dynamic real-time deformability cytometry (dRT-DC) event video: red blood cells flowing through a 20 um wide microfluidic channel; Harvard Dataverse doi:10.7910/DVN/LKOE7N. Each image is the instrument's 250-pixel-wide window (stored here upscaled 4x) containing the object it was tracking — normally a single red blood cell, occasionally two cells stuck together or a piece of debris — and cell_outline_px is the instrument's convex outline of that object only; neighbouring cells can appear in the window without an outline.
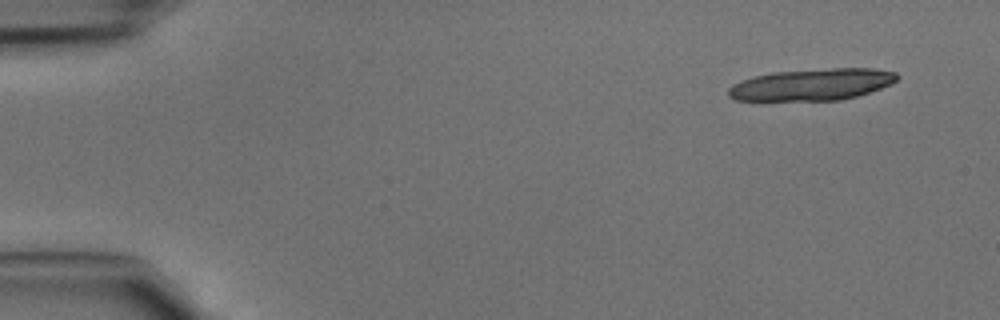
{"species": "common noctule bat (a hibernating species)", "species_latin": "Nyctalus noctula", "temperature_condition": "cold", "stored_images_in_passage": 11, "camera_frame_rate_fps": 3000, "um_per_image_px": 0.085, "animal": {"sex": "male", "body_mass_g": 15.6}, "frame": {"image": 1, "passage_image": 1, "time_ms": 0.0, "image_size_px": [1000, 320], "cell_outline_px": [[900, 76], [892, 84], [856, 96], [840, 100], [736, 100], [728, 96], [728, 88], [732, 84], [740, 80], [752, 76], [772, 72], [832, 68], [872, 68], [896, 72]], "centroid_in_image_um": [69.0, 7.17], "position_along_channel_um": 16.0, "area_um2": 31.21}}